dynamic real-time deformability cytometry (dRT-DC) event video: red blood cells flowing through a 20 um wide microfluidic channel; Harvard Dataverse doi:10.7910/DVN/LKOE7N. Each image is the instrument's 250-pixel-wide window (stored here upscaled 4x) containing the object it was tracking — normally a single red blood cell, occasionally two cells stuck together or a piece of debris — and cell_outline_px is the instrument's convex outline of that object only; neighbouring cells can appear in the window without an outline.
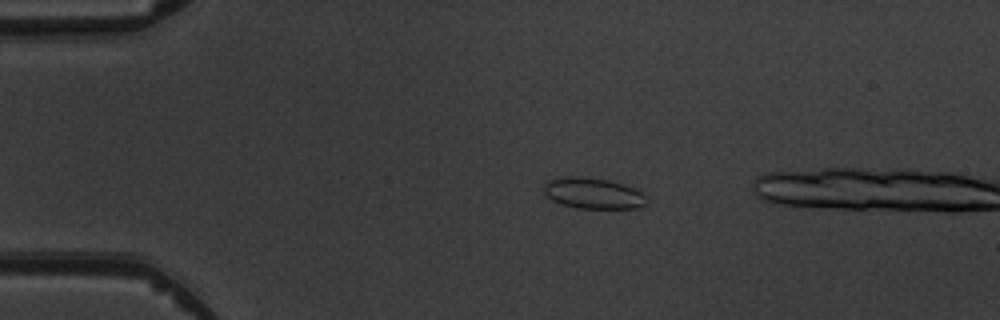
{"species": "common noctule bat (a hibernating species)", "species_latin": "Nyctalus noctula", "temperature_condition": "warm", "stored_images_in_passage": 3, "camera_frame_rate_fps": 3000, "um_per_image_px": 0.085, "animal": {"sex": "male", "body_mass_g": 19.5, "forearm_length_mm": 54.6}, "frame": {"image": 1, "passage_image": 2, "time_ms": 2.0, "image_size_px": [1000, 320], "cell_outline_px": [[648, 204], [640, 208], [576, 208], [552, 200], [544, 192], [544, 184], [548, 180], [564, 176], [580, 176], [608, 180], [624, 184], [640, 192], [644, 196]], "centroid_in_image_um": [50.41, 16.42], "position_along_channel_um": 34.6, "area_um2": 18.44}}